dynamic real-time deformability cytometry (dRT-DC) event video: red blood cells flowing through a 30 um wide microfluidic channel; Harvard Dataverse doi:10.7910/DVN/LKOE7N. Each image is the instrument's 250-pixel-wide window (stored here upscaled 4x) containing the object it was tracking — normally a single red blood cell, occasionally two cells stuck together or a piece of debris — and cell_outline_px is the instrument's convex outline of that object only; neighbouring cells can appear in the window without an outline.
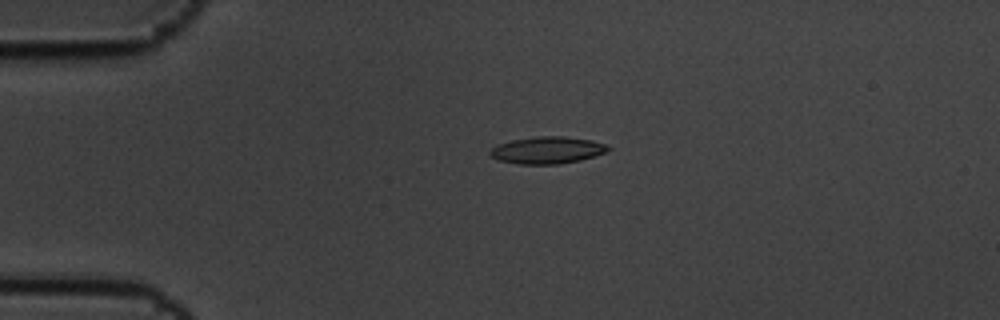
{"species": "common noctule bat (a hibernating species)", "species_latin": "Nyctalus noctula", "temperature_condition": "cold", "stored_images_in_passage": 5, "camera_frame_rate_fps": 3000, "um_per_image_px": 0.085, "animal": {"sex": "male", "body_mass_g": 19.5, "forearm_length_mm": 54.6}, "frame": {"image": 1, "passage_image": 4, "time_ms": 1.0, "image_size_px": [1000, 320], "cell_outline_px": [[612, 148], [604, 152], [580, 160], [556, 164], [520, 164], [500, 160], [492, 156], [488, 152], [496, 144], [512, 140], [536, 136], [564, 136], [592, 140], [604, 144]], "centroid_in_image_um": [46.49, 12.75], "position_along_channel_um": 38.5, "area_um2": 18.38}}